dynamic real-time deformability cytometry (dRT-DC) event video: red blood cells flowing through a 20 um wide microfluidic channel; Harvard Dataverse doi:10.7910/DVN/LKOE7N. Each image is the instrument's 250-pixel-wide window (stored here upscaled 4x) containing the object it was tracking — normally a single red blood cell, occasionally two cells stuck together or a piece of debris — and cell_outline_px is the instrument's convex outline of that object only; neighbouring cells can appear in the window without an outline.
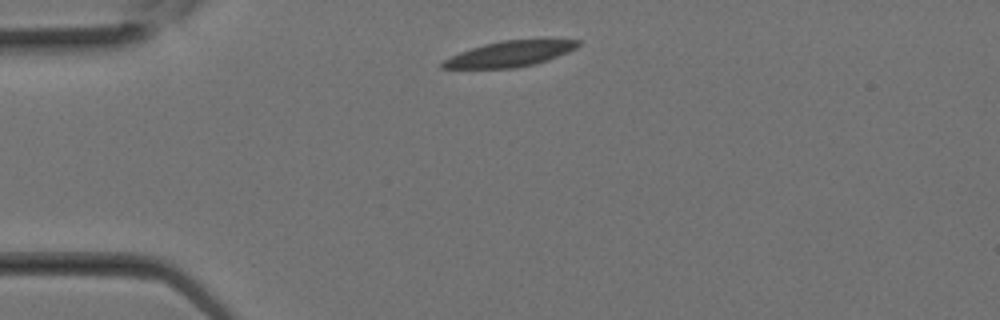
{"species": "Egyptian fruit bat (a non-hibernating species)", "species_latin": "Rousettus aegyptiacus", "temperature_condition": "room temperature", "stored_images_in_passage": 8, "camera_frame_rate_fps": 3000, "um_per_image_px": 0.085, "animal": {"sex": "female"}, "frame": {"image": 1, "passage_image": 1, "time_ms": 0.0, "image_size_px": [1000, 320], "cell_outline_px": [[580, 44], [576, 48], [548, 60], [516, 68], [440, 68], [440, 64], [444, 60], [460, 52], [484, 44], [504, 40], [540, 36], [544, 36], [580, 40]], "centroid_in_image_um": [43.47, 4.51], "position_along_channel_um": 41.5, "area_um2": 20.92}}
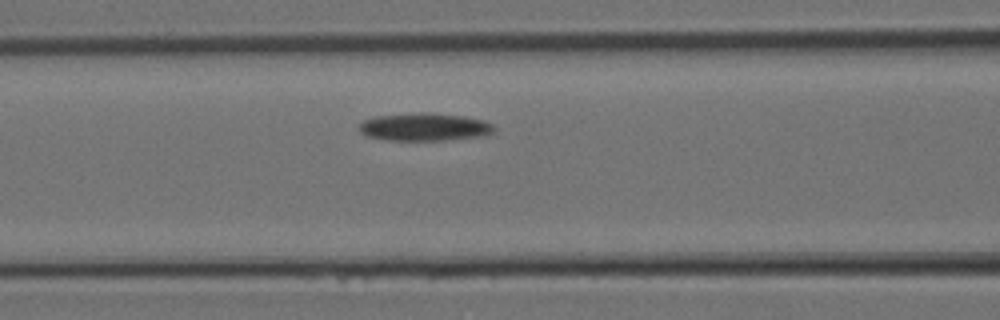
{"frame": {"image": 2, "passage_image": 6, "time_ms": 1.667, "image_size_px": [1000, 320], "cell_outline_px": [[496, 128], [488, 136], [444, 140], [384, 140], [364, 136], [360, 132], [360, 124], [364, 120], [376, 116], [420, 112], [464, 116], [484, 120], [492, 124]], "centroid_in_image_um": [36.1, 10.8], "position_along_channel_um": 130.5, "area_um2": 22.02}}
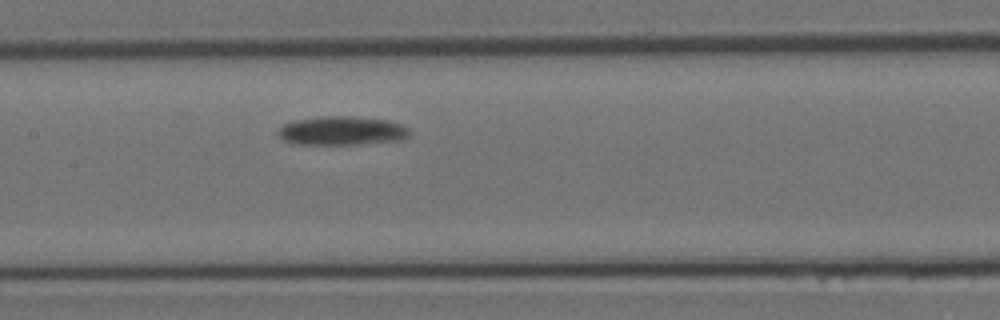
{"frame": {"image": 3, "passage_image": 8, "time_ms": 2.333, "image_size_px": [1000, 320], "cell_outline_px": [[412, 136], [404, 140], [356, 144], [300, 144], [284, 140], [276, 132], [284, 124], [296, 120], [324, 116], [352, 116], [388, 120], [400, 124], [408, 128], [412, 132]], "centroid_in_image_um": [29.14, 11.11], "position_along_channel_um": 178.3, "area_um2": 22.14}}